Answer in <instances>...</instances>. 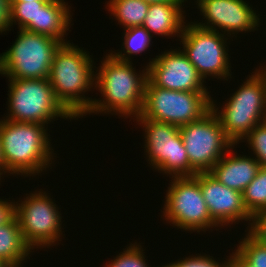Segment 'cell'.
<instances>
[{
    "label": "cell",
    "mask_w": 266,
    "mask_h": 267,
    "mask_svg": "<svg viewBox=\"0 0 266 267\" xmlns=\"http://www.w3.org/2000/svg\"><path fill=\"white\" fill-rule=\"evenodd\" d=\"M132 62L116 59L106 54L95 72V89L102 99L94 98L90 110L84 115L114 114L120 117H137L144 101L147 81V66L140 72L132 67Z\"/></svg>",
    "instance_id": "obj_1"
},
{
    "label": "cell",
    "mask_w": 266,
    "mask_h": 267,
    "mask_svg": "<svg viewBox=\"0 0 266 267\" xmlns=\"http://www.w3.org/2000/svg\"><path fill=\"white\" fill-rule=\"evenodd\" d=\"M86 50L72 42L63 43L55 53L48 80L55 97L75 118H83L94 99L85 92L95 89L94 60Z\"/></svg>",
    "instance_id": "obj_2"
},
{
    "label": "cell",
    "mask_w": 266,
    "mask_h": 267,
    "mask_svg": "<svg viewBox=\"0 0 266 267\" xmlns=\"http://www.w3.org/2000/svg\"><path fill=\"white\" fill-rule=\"evenodd\" d=\"M47 128L45 124L0 119L5 174L33 177L51 167L56 153Z\"/></svg>",
    "instance_id": "obj_3"
},
{
    "label": "cell",
    "mask_w": 266,
    "mask_h": 267,
    "mask_svg": "<svg viewBox=\"0 0 266 267\" xmlns=\"http://www.w3.org/2000/svg\"><path fill=\"white\" fill-rule=\"evenodd\" d=\"M253 73V74H252ZM239 89L223 103V107L211 99V109L220 120L226 136L235 144L258 124L266 121V90L261 77L254 70Z\"/></svg>",
    "instance_id": "obj_4"
},
{
    "label": "cell",
    "mask_w": 266,
    "mask_h": 267,
    "mask_svg": "<svg viewBox=\"0 0 266 267\" xmlns=\"http://www.w3.org/2000/svg\"><path fill=\"white\" fill-rule=\"evenodd\" d=\"M210 92L174 91L145 83L141 113L133 119H151L182 127L211 110Z\"/></svg>",
    "instance_id": "obj_5"
},
{
    "label": "cell",
    "mask_w": 266,
    "mask_h": 267,
    "mask_svg": "<svg viewBox=\"0 0 266 267\" xmlns=\"http://www.w3.org/2000/svg\"><path fill=\"white\" fill-rule=\"evenodd\" d=\"M8 83V112L4 119L47 127L58 117L75 119L57 100L48 79H8Z\"/></svg>",
    "instance_id": "obj_6"
},
{
    "label": "cell",
    "mask_w": 266,
    "mask_h": 267,
    "mask_svg": "<svg viewBox=\"0 0 266 267\" xmlns=\"http://www.w3.org/2000/svg\"><path fill=\"white\" fill-rule=\"evenodd\" d=\"M18 31L15 42L0 55V74L8 79H48L63 42L24 29Z\"/></svg>",
    "instance_id": "obj_7"
},
{
    "label": "cell",
    "mask_w": 266,
    "mask_h": 267,
    "mask_svg": "<svg viewBox=\"0 0 266 267\" xmlns=\"http://www.w3.org/2000/svg\"><path fill=\"white\" fill-rule=\"evenodd\" d=\"M144 131V150L152 169L173 177H194L179 127L151 119H135Z\"/></svg>",
    "instance_id": "obj_8"
},
{
    "label": "cell",
    "mask_w": 266,
    "mask_h": 267,
    "mask_svg": "<svg viewBox=\"0 0 266 267\" xmlns=\"http://www.w3.org/2000/svg\"><path fill=\"white\" fill-rule=\"evenodd\" d=\"M170 181L161 215L166 222L199 234L219 227L209 215L200 183L195 177H173Z\"/></svg>",
    "instance_id": "obj_9"
},
{
    "label": "cell",
    "mask_w": 266,
    "mask_h": 267,
    "mask_svg": "<svg viewBox=\"0 0 266 267\" xmlns=\"http://www.w3.org/2000/svg\"><path fill=\"white\" fill-rule=\"evenodd\" d=\"M42 191L35 190L23 201L15 202V216L24 240L32 250L57 245L63 236L59 208L49 193Z\"/></svg>",
    "instance_id": "obj_10"
},
{
    "label": "cell",
    "mask_w": 266,
    "mask_h": 267,
    "mask_svg": "<svg viewBox=\"0 0 266 267\" xmlns=\"http://www.w3.org/2000/svg\"><path fill=\"white\" fill-rule=\"evenodd\" d=\"M185 24L179 37L180 45L182 43L183 46L182 52L203 80L209 76L223 81L232 78L229 50L226 49L230 38L219 31L196 26L193 22Z\"/></svg>",
    "instance_id": "obj_11"
},
{
    "label": "cell",
    "mask_w": 266,
    "mask_h": 267,
    "mask_svg": "<svg viewBox=\"0 0 266 267\" xmlns=\"http://www.w3.org/2000/svg\"><path fill=\"white\" fill-rule=\"evenodd\" d=\"M179 132L189 163L198 173L209 172L236 146L226 136L220 120L212 109L201 119L180 127Z\"/></svg>",
    "instance_id": "obj_12"
},
{
    "label": "cell",
    "mask_w": 266,
    "mask_h": 267,
    "mask_svg": "<svg viewBox=\"0 0 266 267\" xmlns=\"http://www.w3.org/2000/svg\"><path fill=\"white\" fill-rule=\"evenodd\" d=\"M205 22H193L204 29L220 31L228 37L258 30L260 16L245 0H196ZM258 14V15H257ZM204 22V23H203ZM218 27V28H217ZM232 35V36H231Z\"/></svg>",
    "instance_id": "obj_13"
},
{
    "label": "cell",
    "mask_w": 266,
    "mask_h": 267,
    "mask_svg": "<svg viewBox=\"0 0 266 267\" xmlns=\"http://www.w3.org/2000/svg\"><path fill=\"white\" fill-rule=\"evenodd\" d=\"M149 61L147 78L155 86L174 91L209 92L205 81L181 48L165 50Z\"/></svg>",
    "instance_id": "obj_14"
},
{
    "label": "cell",
    "mask_w": 266,
    "mask_h": 267,
    "mask_svg": "<svg viewBox=\"0 0 266 267\" xmlns=\"http://www.w3.org/2000/svg\"><path fill=\"white\" fill-rule=\"evenodd\" d=\"M194 177L200 183L209 215L220 228L244 220L249 221V226L246 227L249 229L252 216L244 207L241 192L226 187L209 172H200Z\"/></svg>",
    "instance_id": "obj_15"
},
{
    "label": "cell",
    "mask_w": 266,
    "mask_h": 267,
    "mask_svg": "<svg viewBox=\"0 0 266 267\" xmlns=\"http://www.w3.org/2000/svg\"><path fill=\"white\" fill-rule=\"evenodd\" d=\"M239 155L235 152L233 154L230 149L209 173L226 187L243 193L254 180L261 165L254 156Z\"/></svg>",
    "instance_id": "obj_16"
},
{
    "label": "cell",
    "mask_w": 266,
    "mask_h": 267,
    "mask_svg": "<svg viewBox=\"0 0 266 267\" xmlns=\"http://www.w3.org/2000/svg\"><path fill=\"white\" fill-rule=\"evenodd\" d=\"M187 0H176L150 4L147 15L142 24L151 36L159 35L166 37H180L185 18L182 4ZM154 33V34H152Z\"/></svg>",
    "instance_id": "obj_17"
},
{
    "label": "cell",
    "mask_w": 266,
    "mask_h": 267,
    "mask_svg": "<svg viewBox=\"0 0 266 267\" xmlns=\"http://www.w3.org/2000/svg\"><path fill=\"white\" fill-rule=\"evenodd\" d=\"M68 3L64 0H48L36 14V23H30L24 30L50 36L68 43L64 35L71 24L72 14Z\"/></svg>",
    "instance_id": "obj_18"
},
{
    "label": "cell",
    "mask_w": 266,
    "mask_h": 267,
    "mask_svg": "<svg viewBox=\"0 0 266 267\" xmlns=\"http://www.w3.org/2000/svg\"><path fill=\"white\" fill-rule=\"evenodd\" d=\"M31 252L34 251L24 240L16 216L0 226V260L3 263L8 267H22L24 262L30 259Z\"/></svg>",
    "instance_id": "obj_19"
},
{
    "label": "cell",
    "mask_w": 266,
    "mask_h": 267,
    "mask_svg": "<svg viewBox=\"0 0 266 267\" xmlns=\"http://www.w3.org/2000/svg\"><path fill=\"white\" fill-rule=\"evenodd\" d=\"M149 3L144 0H109L106 9L124 29L142 26Z\"/></svg>",
    "instance_id": "obj_20"
},
{
    "label": "cell",
    "mask_w": 266,
    "mask_h": 267,
    "mask_svg": "<svg viewBox=\"0 0 266 267\" xmlns=\"http://www.w3.org/2000/svg\"><path fill=\"white\" fill-rule=\"evenodd\" d=\"M123 44L120 52L111 50V54L118 60L132 62L131 56L147 51L152 45L153 36L142 26L124 29ZM150 45V46H149ZM123 52V53H122Z\"/></svg>",
    "instance_id": "obj_21"
},
{
    "label": "cell",
    "mask_w": 266,
    "mask_h": 267,
    "mask_svg": "<svg viewBox=\"0 0 266 267\" xmlns=\"http://www.w3.org/2000/svg\"><path fill=\"white\" fill-rule=\"evenodd\" d=\"M243 204L251 216L266 210V168L260 167L254 180L242 193Z\"/></svg>",
    "instance_id": "obj_22"
},
{
    "label": "cell",
    "mask_w": 266,
    "mask_h": 267,
    "mask_svg": "<svg viewBox=\"0 0 266 267\" xmlns=\"http://www.w3.org/2000/svg\"><path fill=\"white\" fill-rule=\"evenodd\" d=\"M244 238V239H243ZM237 245V251L253 266L266 267V246L257 241L249 232Z\"/></svg>",
    "instance_id": "obj_23"
},
{
    "label": "cell",
    "mask_w": 266,
    "mask_h": 267,
    "mask_svg": "<svg viewBox=\"0 0 266 267\" xmlns=\"http://www.w3.org/2000/svg\"><path fill=\"white\" fill-rule=\"evenodd\" d=\"M144 248L137 242L129 244V246L123 249L114 259L106 262L104 267H149L147 264L143 252ZM161 267V266H160Z\"/></svg>",
    "instance_id": "obj_24"
},
{
    "label": "cell",
    "mask_w": 266,
    "mask_h": 267,
    "mask_svg": "<svg viewBox=\"0 0 266 267\" xmlns=\"http://www.w3.org/2000/svg\"><path fill=\"white\" fill-rule=\"evenodd\" d=\"M47 1L11 3V28L18 24V29H25L30 23H36L38 9Z\"/></svg>",
    "instance_id": "obj_25"
},
{
    "label": "cell",
    "mask_w": 266,
    "mask_h": 267,
    "mask_svg": "<svg viewBox=\"0 0 266 267\" xmlns=\"http://www.w3.org/2000/svg\"><path fill=\"white\" fill-rule=\"evenodd\" d=\"M247 142L254 157L262 167L266 168V121L256 125L242 140Z\"/></svg>",
    "instance_id": "obj_26"
},
{
    "label": "cell",
    "mask_w": 266,
    "mask_h": 267,
    "mask_svg": "<svg viewBox=\"0 0 266 267\" xmlns=\"http://www.w3.org/2000/svg\"><path fill=\"white\" fill-rule=\"evenodd\" d=\"M228 257L223 262H218L213 256L198 253V255L185 257V259L183 257V260L178 259L175 262L167 263V265H162V267H228Z\"/></svg>",
    "instance_id": "obj_27"
},
{
    "label": "cell",
    "mask_w": 266,
    "mask_h": 267,
    "mask_svg": "<svg viewBox=\"0 0 266 267\" xmlns=\"http://www.w3.org/2000/svg\"><path fill=\"white\" fill-rule=\"evenodd\" d=\"M257 241L266 246V210L252 216V221L247 230Z\"/></svg>",
    "instance_id": "obj_28"
},
{
    "label": "cell",
    "mask_w": 266,
    "mask_h": 267,
    "mask_svg": "<svg viewBox=\"0 0 266 267\" xmlns=\"http://www.w3.org/2000/svg\"><path fill=\"white\" fill-rule=\"evenodd\" d=\"M11 27V3L9 0H0V33L9 31Z\"/></svg>",
    "instance_id": "obj_29"
},
{
    "label": "cell",
    "mask_w": 266,
    "mask_h": 267,
    "mask_svg": "<svg viewBox=\"0 0 266 267\" xmlns=\"http://www.w3.org/2000/svg\"><path fill=\"white\" fill-rule=\"evenodd\" d=\"M15 217V201L0 198V226L5 225Z\"/></svg>",
    "instance_id": "obj_30"
},
{
    "label": "cell",
    "mask_w": 266,
    "mask_h": 267,
    "mask_svg": "<svg viewBox=\"0 0 266 267\" xmlns=\"http://www.w3.org/2000/svg\"><path fill=\"white\" fill-rule=\"evenodd\" d=\"M228 267H253L236 249L228 257Z\"/></svg>",
    "instance_id": "obj_31"
},
{
    "label": "cell",
    "mask_w": 266,
    "mask_h": 267,
    "mask_svg": "<svg viewBox=\"0 0 266 267\" xmlns=\"http://www.w3.org/2000/svg\"><path fill=\"white\" fill-rule=\"evenodd\" d=\"M259 66V69H255V71L257 72V74L261 77V79L264 82V86H265V90H266V66Z\"/></svg>",
    "instance_id": "obj_32"
},
{
    "label": "cell",
    "mask_w": 266,
    "mask_h": 267,
    "mask_svg": "<svg viewBox=\"0 0 266 267\" xmlns=\"http://www.w3.org/2000/svg\"><path fill=\"white\" fill-rule=\"evenodd\" d=\"M3 173L5 175V163H4L1 141H0V180H1Z\"/></svg>",
    "instance_id": "obj_33"
},
{
    "label": "cell",
    "mask_w": 266,
    "mask_h": 267,
    "mask_svg": "<svg viewBox=\"0 0 266 267\" xmlns=\"http://www.w3.org/2000/svg\"><path fill=\"white\" fill-rule=\"evenodd\" d=\"M144 1L149 4H156V3H163V2H173L176 0H144Z\"/></svg>",
    "instance_id": "obj_34"
},
{
    "label": "cell",
    "mask_w": 266,
    "mask_h": 267,
    "mask_svg": "<svg viewBox=\"0 0 266 267\" xmlns=\"http://www.w3.org/2000/svg\"><path fill=\"white\" fill-rule=\"evenodd\" d=\"M30 1H47V0H9L10 3H23V2H30Z\"/></svg>",
    "instance_id": "obj_35"
},
{
    "label": "cell",
    "mask_w": 266,
    "mask_h": 267,
    "mask_svg": "<svg viewBox=\"0 0 266 267\" xmlns=\"http://www.w3.org/2000/svg\"><path fill=\"white\" fill-rule=\"evenodd\" d=\"M0 267H8V266L0 260Z\"/></svg>",
    "instance_id": "obj_36"
}]
</instances>
